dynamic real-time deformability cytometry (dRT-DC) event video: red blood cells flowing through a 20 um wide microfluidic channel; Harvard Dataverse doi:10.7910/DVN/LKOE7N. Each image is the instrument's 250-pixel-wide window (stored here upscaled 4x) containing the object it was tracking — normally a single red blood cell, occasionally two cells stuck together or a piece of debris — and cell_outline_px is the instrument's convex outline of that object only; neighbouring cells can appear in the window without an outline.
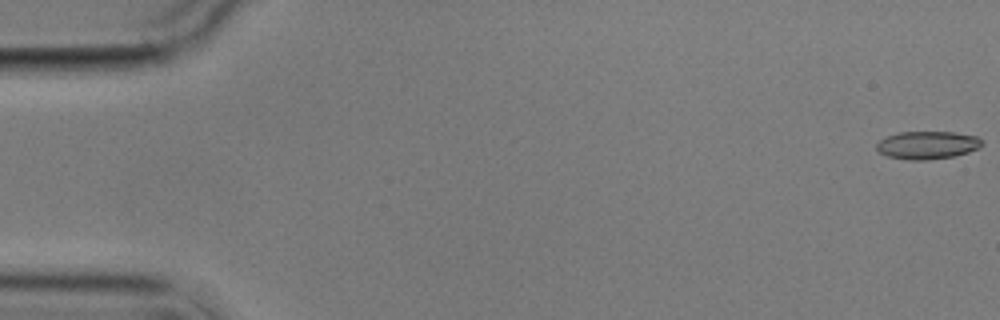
{"species": "common noctule bat (a hibernating species)", "species_latin": "Nyctalus noctula", "temperature_condition": "cold", "stored_images_in_passage": 11, "camera_frame_rate_fps": 3000, "um_per_image_px": 0.085, "animal": {"sex": "male", "body_mass_g": 17.9}, "frame": {"image": 1, "passage_image": 1, "time_ms": 0.0, "image_size_px": [1000, 320], "cell_outline_px": [[984, 144], [980, 148], [968, 152], [952, 156], [928, 160], [908, 160], [888, 156], [880, 152], [876, 148], [876, 144], [880, 140], [888, 136], [900, 132], [952, 132], [976, 136], [984, 140]], "centroid_in_image_um": [78.86, 12.33], "position_along_channel_um": 6.1, "area_um2": 17.11}}
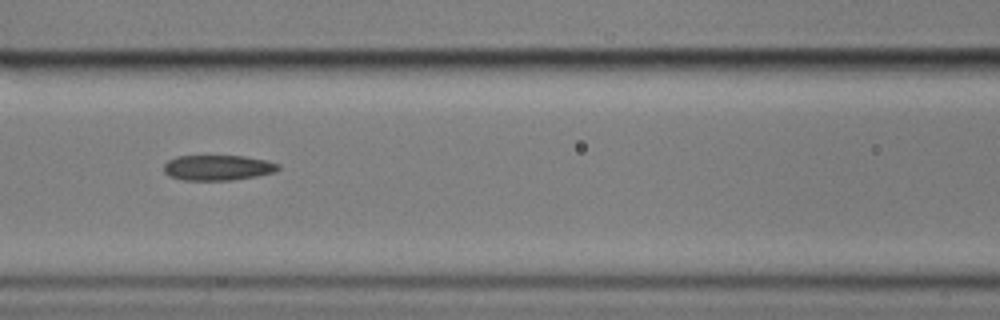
{"frame": {"image": 2, "passage_image": 7, "time_ms": 8.0, "image_size_px": [1000, 320], "cell_outline_px": [[280, 168], [276, 172], [256, 176], [232, 180], [184, 180], [168, 176], [164, 172], [164, 164], [168, 160], [176, 156], [244, 156], [264, 160], [280, 164]], "centroid_in_image_um": [18.5, 14.25], "position_along_channel_um": 148.1, "area_um2": 16.94}}
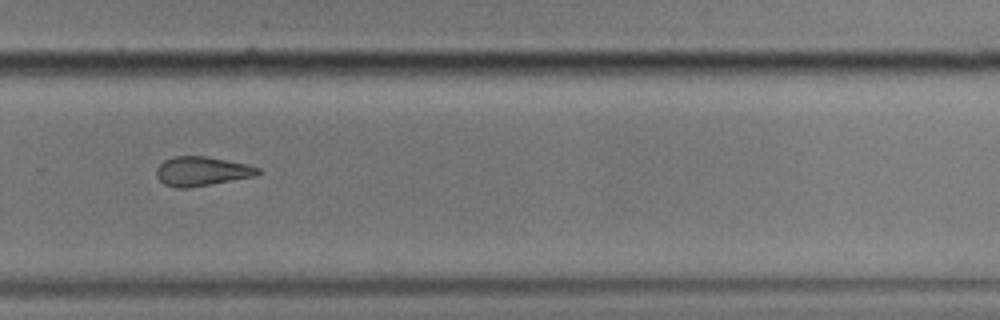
{"frame": {"image": 3, "passage_image": 11, "time_ms": 12.667, "image_size_px": [1000, 320], "cell_outline_px": [[260, 172], [256, 176], [188, 188], [176, 188], [164, 184], [156, 176], [156, 168], [164, 160], [176, 156], [204, 156], [244, 164], [260, 168]], "centroid_in_image_um": [17.11, 14.57], "position_along_channel_um": 312.7, "area_um2": 17.11}}